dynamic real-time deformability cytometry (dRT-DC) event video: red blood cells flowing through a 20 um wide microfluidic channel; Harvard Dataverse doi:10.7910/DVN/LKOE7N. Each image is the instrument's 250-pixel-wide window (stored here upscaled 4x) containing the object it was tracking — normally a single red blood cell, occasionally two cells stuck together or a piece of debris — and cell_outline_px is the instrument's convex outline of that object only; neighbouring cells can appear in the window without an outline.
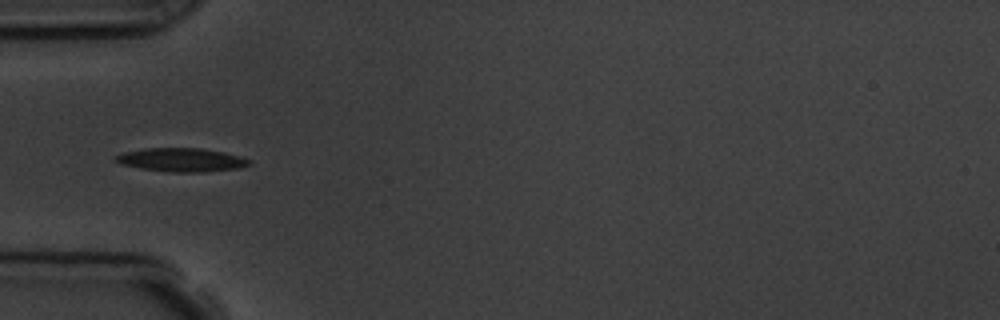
{"species": "common noctule bat (a hibernating species)", "species_latin": "Nyctalus noctula", "temperature_condition": "room temperature", "stored_images_in_passage": 8, "camera_frame_rate_fps": 3000, "um_per_image_px": 0.085, "animal": {"sex": "male", "body_mass_g": 19.5, "forearm_length_mm": 54.6}, "frame": {"image": 1, "passage_image": 4, "time_ms": 4.333, "image_size_px": [1000, 320], "cell_outline_px": [[252, 164], [240, 168], [204, 172], [168, 172], [140, 168], [120, 164], [112, 160], [112, 156], [124, 152], [144, 148], [200, 148], [224, 152], [240, 156], [252, 160]], "centroid_in_image_um": [15.4, 13.59], "position_along_channel_um": 69.6, "area_um2": 18.67}}